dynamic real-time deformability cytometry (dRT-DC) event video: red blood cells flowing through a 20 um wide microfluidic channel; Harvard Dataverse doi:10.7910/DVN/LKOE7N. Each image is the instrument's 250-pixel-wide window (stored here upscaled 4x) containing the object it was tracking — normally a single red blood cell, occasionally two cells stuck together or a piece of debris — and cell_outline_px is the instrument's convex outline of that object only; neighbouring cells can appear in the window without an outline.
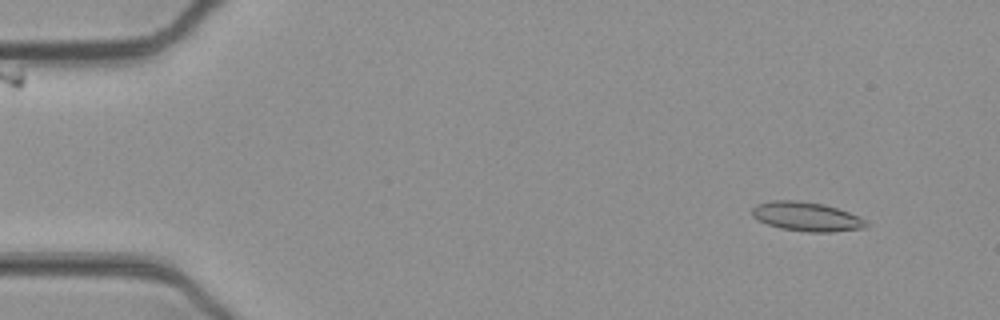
{"species": "common noctule bat (a hibernating species)", "species_latin": "Nyctalus noctula", "temperature_condition": "cold", "stored_images_in_passage": 52, "camera_frame_rate_fps": 3000, "um_per_image_px": 0.085, "animal": {"sex": "female", "body_mass_g": 21.9}, "frame": {"image": 1, "passage_image": 5, "time_ms": 1.333, "image_size_px": [1000, 320], "cell_outline_px": [[868, 224], [864, 228], [832, 232], [808, 232], [780, 228], [768, 224], [752, 216], [752, 208], [756, 204], [772, 200], [800, 200], [824, 204], [860, 216], [868, 220]], "centroid_in_image_um": [68.58, 18.4], "position_along_channel_um": 16.4, "area_um2": 19.48}}
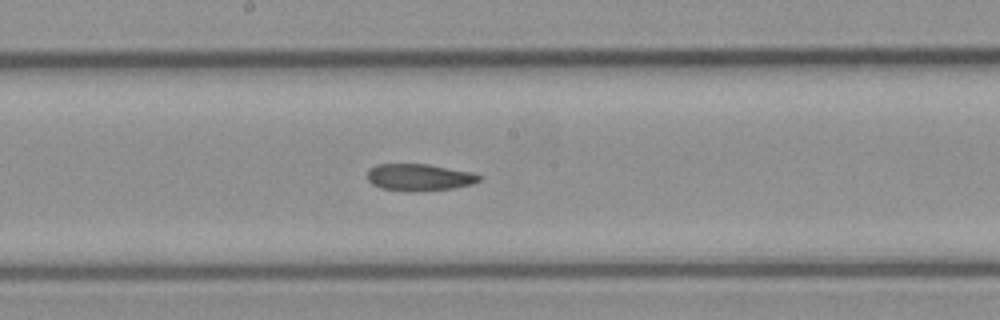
{"frame": {"image": 2, "passage_image": 28, "time_ms": 9.0, "image_size_px": [1000, 320], "cell_outline_px": [[484, 176], [480, 180], [472, 184], [452, 188], [412, 192], [404, 192], [380, 188], [372, 184], [368, 180], [368, 168], [376, 164], [428, 164], [472, 172]], "centroid_in_image_um": [35.62, 15.07], "position_along_channel_um": 212.6, "area_um2": 17.8}}
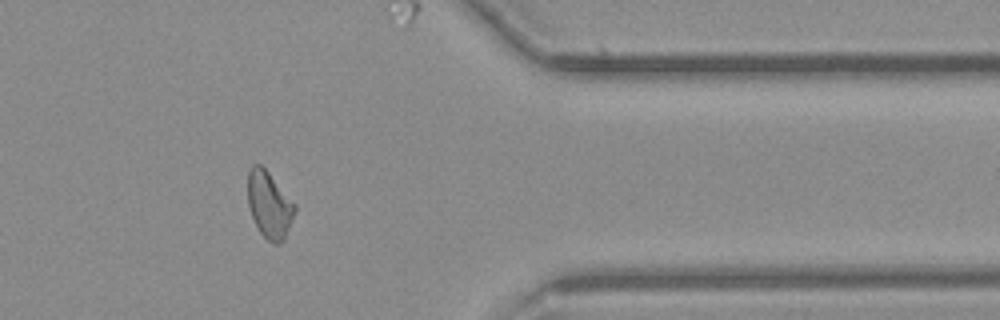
{"frame": {"image": 3, "passage_image": 43, "time_ms": 14.0, "image_size_px": [1000, 320], "cell_outline_px": [[296, 212], [284, 240], [280, 244], [272, 244], [260, 232], [252, 216], [248, 204], [248, 172], [252, 164], [260, 164], [268, 172], [296, 204]], "centroid_in_image_um": [22.91, 17.42], "position_along_channel_um": 388.5, "area_um2": 18.26}, "authors_computed_cell_mechanics": {"area_um2": 18.3804, "velocity_mm_per_s": 3.8975, "shape_relaxation_time_tau1_ms": 8.2391, "shape_relaxation_time_tau2_ms": 4.1171, "deformation_change_tau1": 0.1815, "deformation_change_tau2": 0.1075}}